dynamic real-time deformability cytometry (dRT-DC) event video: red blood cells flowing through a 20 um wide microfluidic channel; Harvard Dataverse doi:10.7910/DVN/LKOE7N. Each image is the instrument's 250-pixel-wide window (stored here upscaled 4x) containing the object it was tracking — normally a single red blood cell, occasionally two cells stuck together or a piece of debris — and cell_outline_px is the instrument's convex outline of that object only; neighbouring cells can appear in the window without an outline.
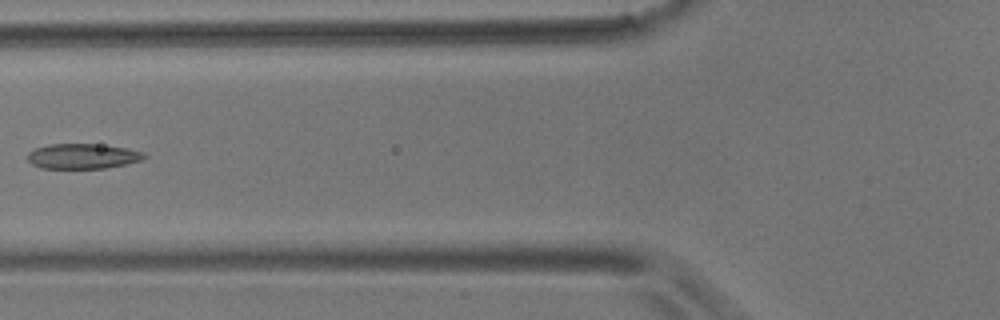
{"species": "common noctule bat (a hibernating species)", "species_latin": "Nyctalus noctula", "temperature_condition": "room temperature", "stored_images_in_passage": 5, "camera_frame_rate_fps": 3000, "um_per_image_px": 0.085, "animal": {"sex": "male", "body_mass_g": 17.9}, "frame": {"image": 1, "passage_image": 5, "time_ms": 5.0, "image_size_px": [1000, 320], "cell_outline_px": [[148, 156], [140, 160], [124, 164], [104, 168], [40, 168], [32, 164], [28, 160], [28, 152], [36, 148], [48, 144], [96, 144], [124, 148], [144, 152]], "centroid_in_image_um": [6.99, 13.27], "position_along_channel_um": 118.8, "area_um2": 16.88}}